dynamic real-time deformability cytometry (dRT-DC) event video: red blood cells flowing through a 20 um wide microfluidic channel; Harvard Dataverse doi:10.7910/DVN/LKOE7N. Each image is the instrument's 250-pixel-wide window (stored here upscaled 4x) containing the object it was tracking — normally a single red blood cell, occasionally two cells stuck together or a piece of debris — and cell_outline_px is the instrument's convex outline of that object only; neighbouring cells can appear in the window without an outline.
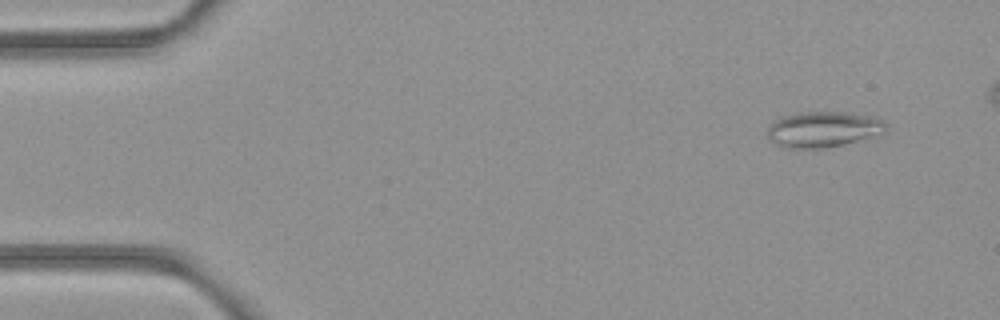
{"species": "common noctule bat (a hibernating species)", "species_latin": "Nyctalus noctula", "temperature_condition": "room temperature", "stored_images_in_passage": 4, "camera_frame_rate_fps": 3000, "um_per_image_px": 0.085, "animal": {"sex": "female", "body_mass_g": 21.9}, "frame": {"image": 1, "passage_image": 1, "time_ms": 0.0, "image_size_px": [1000, 320], "cell_outline_px": [[888, 132], [844, 144], [824, 148], [780, 148], [772, 144], [768, 140], [768, 128], [776, 120], [784, 116], [800, 112], [848, 112], [876, 116], [884, 120], [888, 124]], "centroid_in_image_um": [70.02, 11.0], "position_along_channel_um": 15.0, "area_um2": 25.14}}